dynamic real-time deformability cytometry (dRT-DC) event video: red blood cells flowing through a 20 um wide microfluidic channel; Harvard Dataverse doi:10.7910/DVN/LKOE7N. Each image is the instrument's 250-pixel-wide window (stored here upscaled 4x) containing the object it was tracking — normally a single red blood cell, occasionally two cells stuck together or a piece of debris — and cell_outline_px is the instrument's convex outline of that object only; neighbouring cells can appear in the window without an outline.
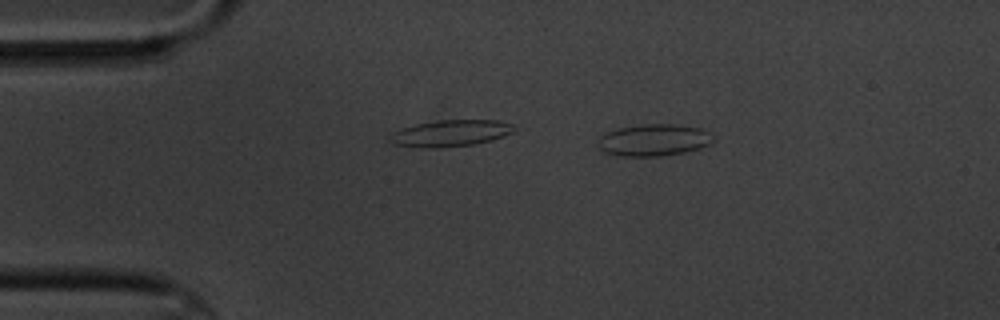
{"species": "common noctule bat (a hibernating species)", "species_latin": "Nyctalus noctula", "temperature_condition": "cold", "stored_images_in_passage": 3, "camera_frame_rate_fps": 3000, "um_per_image_px": 0.085, "animal": {"sex": "male", "body_mass_g": 20.1, "forearm_length_mm": 53.5}, "frame": {"image": 1, "passage_image": 1, "time_ms": 0.0, "image_size_px": [1000, 320], "cell_outline_px": [[716, 140], [700, 148], [684, 152], [660, 156], [620, 156], [604, 152], [596, 144], [596, 140], [600, 136], [616, 128], [640, 124], [672, 124], [700, 128], [708, 132]], "centroid_in_image_um": [55.53, 11.9], "position_along_channel_um": 29.5, "area_um2": 21.5}}
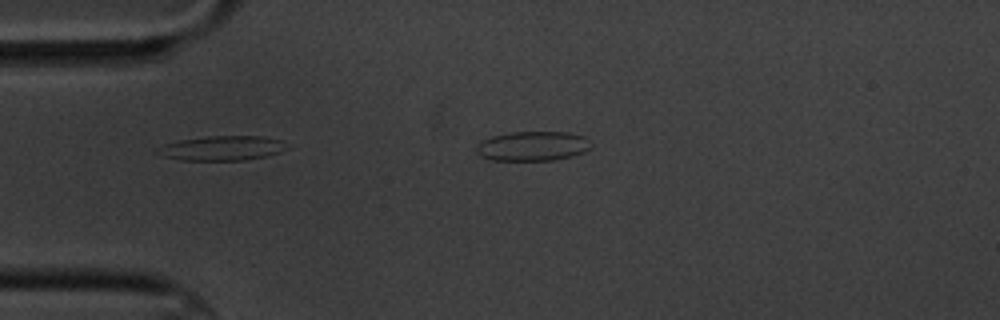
{"frame": {"image": 2, "passage_image": 2, "time_ms": 1.0, "image_size_px": [1000, 320], "cell_outline_px": [[288, 148], [280, 152], [264, 156], [244, 160], [180, 160], [164, 156], [152, 152], [156, 148], [164, 144], [180, 140], [208, 136], [260, 136], [284, 140]], "centroid_in_image_um": [18.85, 12.59], "position_along_channel_um": 66.2, "area_um2": 18.61}}